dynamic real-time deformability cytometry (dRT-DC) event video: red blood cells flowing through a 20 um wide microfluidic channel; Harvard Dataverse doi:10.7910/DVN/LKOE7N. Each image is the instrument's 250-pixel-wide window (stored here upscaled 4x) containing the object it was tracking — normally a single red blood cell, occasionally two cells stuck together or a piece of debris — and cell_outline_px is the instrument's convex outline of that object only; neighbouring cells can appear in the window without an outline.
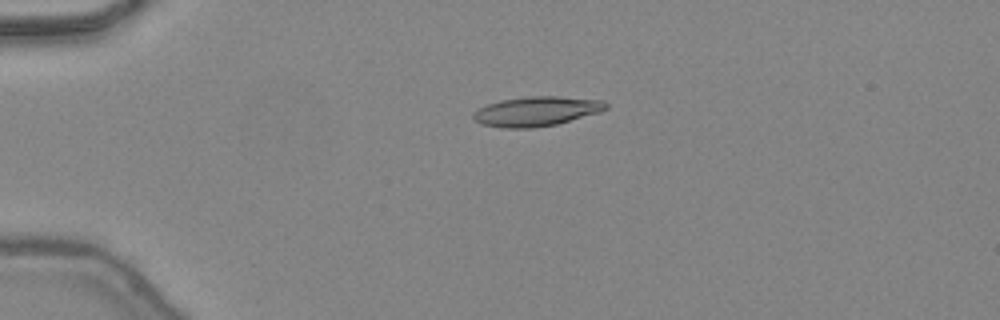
{"species": "common noctule bat (a hibernating species)", "species_latin": "Nyctalus noctula", "temperature_condition": "warm", "stored_images_in_passage": 36, "camera_frame_rate_fps": 3000, "um_per_image_px": 0.085, "animal": {"sex": "female", "body_mass_g": 24.6, "forearm_length_mm": 56.2}, "frame": {"image": 1, "passage_image": 1, "time_ms": 0.0, "image_size_px": [1000, 320], "cell_outline_px": [[608, 108], [600, 112], [556, 124], [532, 128], [504, 128], [480, 124], [472, 116], [472, 112], [488, 104], [500, 100], [528, 96], [556, 96], [604, 100], [608, 104]], "centroid_in_image_um": [45.6, 9.46], "position_along_channel_um": 39.4, "area_um2": 22.89}}
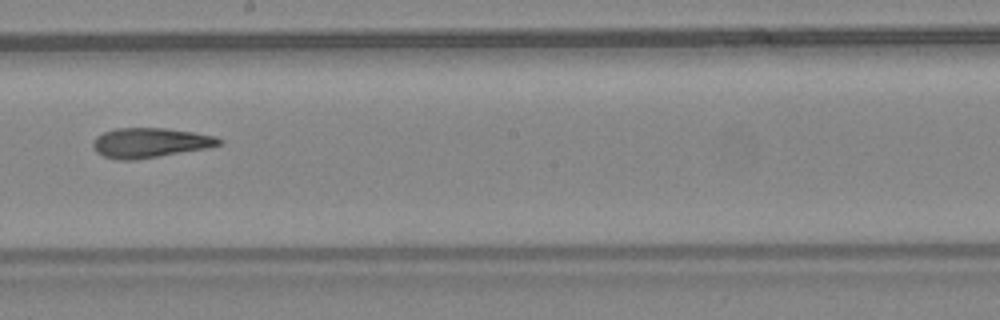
{"frame": {"image": 2, "passage_image": 17, "time_ms": 5.333, "image_size_px": [1000, 320], "cell_outline_px": [[224, 144], [208, 148], [136, 160], [116, 160], [104, 156], [96, 152], [92, 148], [92, 144], [96, 136], [104, 132], [116, 128], [164, 128], [192, 132], [216, 136], [224, 140]], "centroid_in_image_um": [12.77, 12.14], "position_along_channel_um": 235.4, "area_um2": 22.08}}
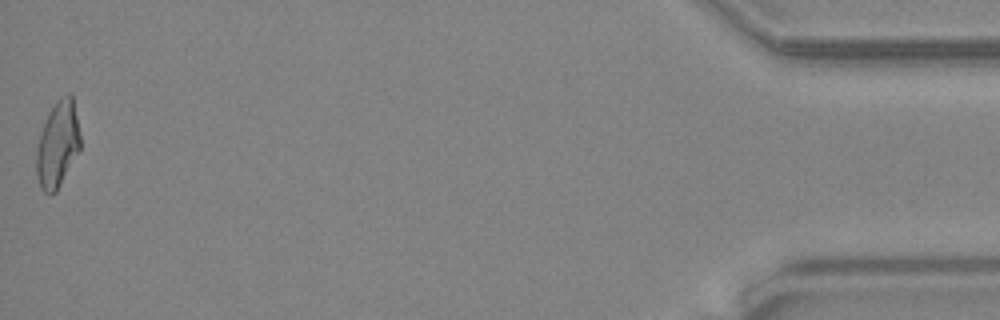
{"frame": {"image": 3, "passage_image": 36, "time_ms": 11.667, "image_size_px": [1000, 320], "cell_outline_px": [[80, 148], [56, 192], [44, 192], [40, 188], [36, 172], [36, 148], [48, 112], [56, 100], [60, 96], [68, 92], [72, 96], [80, 136]], "centroid_in_image_um": [4.88, 12.25], "position_along_channel_um": 430.3, "area_um2": 21.73}, "authors_computed_cell_mechanics": {"area_um2": 22.0796, "velocity_mm_per_s": 4.4855, "shape_relaxation_time_tau1_ms": 8.9289, "shape_relaxation_time_tau2_ms": 2.7027, "deformation_change_tau1": 0.2914, "deformation_change_tau2": 0.13}}